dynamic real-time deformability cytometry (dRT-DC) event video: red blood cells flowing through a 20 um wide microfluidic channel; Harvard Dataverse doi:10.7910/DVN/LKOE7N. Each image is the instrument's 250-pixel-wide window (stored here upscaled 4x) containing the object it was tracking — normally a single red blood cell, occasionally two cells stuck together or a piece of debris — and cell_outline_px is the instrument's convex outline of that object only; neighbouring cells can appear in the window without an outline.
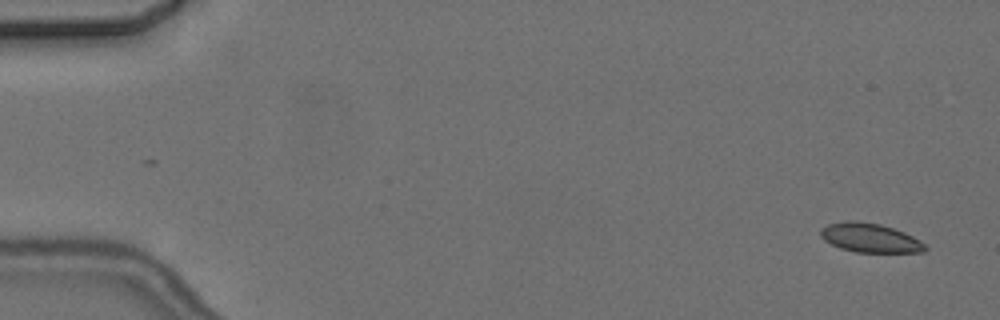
{"species": "common noctule bat (a hibernating species)", "species_latin": "Nyctalus noctula", "temperature_condition": "cold", "stored_images_in_passage": 2, "camera_frame_rate_fps": 3000, "um_per_image_px": 0.085, "animal": {"sex": "female", "body_mass_g": 24.6, "forearm_length_mm": 56.2}, "frame": {"image": 1, "passage_image": 2, "time_ms": 1.0, "image_size_px": [1000, 320], "cell_outline_px": [[928, 248], [924, 252], [856, 252], [840, 248], [824, 240], [820, 236], [820, 228], [828, 224], [848, 220], [856, 220], [880, 224], [904, 232], [920, 240]], "centroid_in_image_um": [73.93, 20.21], "position_along_channel_um": 11.1, "area_um2": 17.74}}